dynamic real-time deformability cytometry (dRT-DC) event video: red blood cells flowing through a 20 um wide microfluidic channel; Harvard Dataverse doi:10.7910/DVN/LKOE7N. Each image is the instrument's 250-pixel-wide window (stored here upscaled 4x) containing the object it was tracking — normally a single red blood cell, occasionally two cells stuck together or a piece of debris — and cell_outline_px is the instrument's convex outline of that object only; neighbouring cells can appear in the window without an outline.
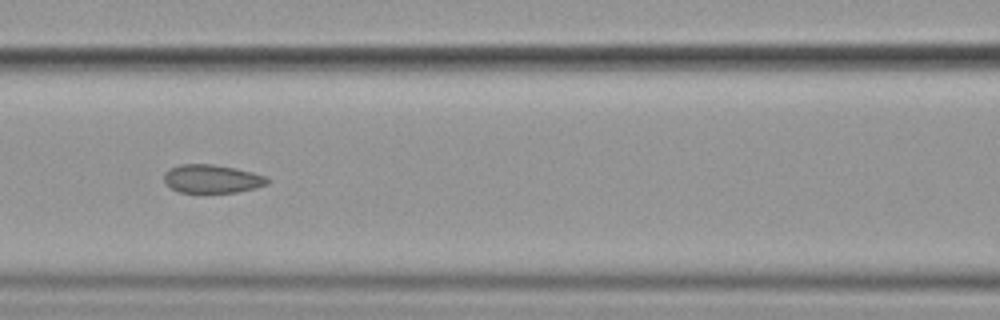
{"species": "common noctule bat (a hibernating species)", "species_latin": "Nyctalus noctula", "temperature_condition": "cold", "stored_images_in_passage": 15, "camera_frame_rate_fps": 3000, "um_per_image_px": 0.085, "animal": {"sex": "female", "body_mass_g": 19.9}, "frame": {"image": 1, "passage_image": 7, "time_ms": 8.0, "image_size_px": [1000, 320], "cell_outline_px": [[268, 184], [256, 188], [236, 192], [180, 192], [172, 188], [164, 180], [164, 172], [180, 164], [212, 164], [236, 168], [252, 172], [264, 176], [268, 180]], "centroid_in_image_um": [18.03, 15.19], "position_along_channel_um": 148.6, "area_um2": 16.88}}
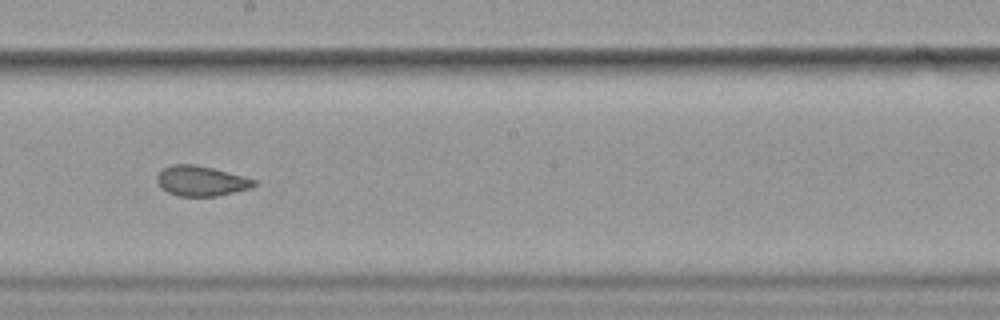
{"frame": {"image": 2, "passage_image": 9, "time_ms": 10.333, "image_size_px": [1000, 320], "cell_outline_px": [[256, 184], [252, 188], [216, 196], [180, 196], [168, 192], [160, 188], [156, 180], [156, 176], [164, 168], [172, 164], [196, 164], [244, 176], [256, 180]], "centroid_in_image_um": [17.08, 15.38], "position_along_channel_um": 231.1, "area_um2": 17.05}}
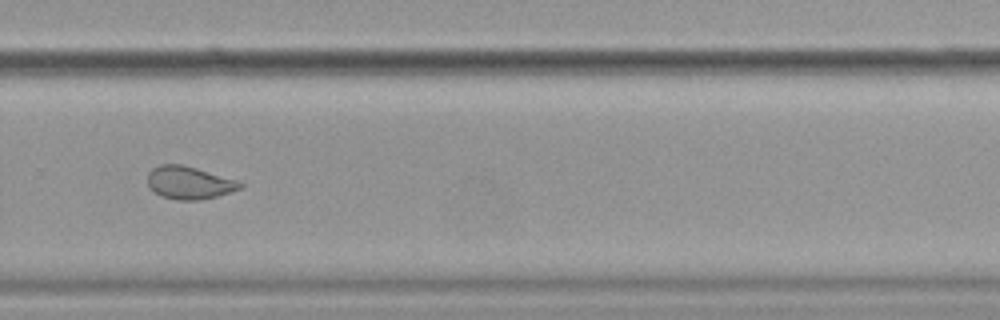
{"frame": {"image": 3, "passage_image": 11, "time_ms": 12.667, "image_size_px": [1000, 320], "cell_outline_px": [[244, 188], [216, 196], [200, 200], [176, 200], [160, 196], [148, 184], [148, 172], [152, 168], [160, 164], [184, 164], [236, 180], [244, 184]], "centroid_in_image_um": [16.09, 15.52], "position_along_channel_um": 313.7, "area_um2": 17.69}, "authors_computed_cell_mechanics": {"area_um2": 18.8428, "velocity_mm_per_s": 3.5584, "shape_relaxation_time_tau1_ms": null, "shape_relaxation_time_tau2_ms": 1.0368, "deformation_change_tau1": null, "deformation_change_tau2": 0.0261}}